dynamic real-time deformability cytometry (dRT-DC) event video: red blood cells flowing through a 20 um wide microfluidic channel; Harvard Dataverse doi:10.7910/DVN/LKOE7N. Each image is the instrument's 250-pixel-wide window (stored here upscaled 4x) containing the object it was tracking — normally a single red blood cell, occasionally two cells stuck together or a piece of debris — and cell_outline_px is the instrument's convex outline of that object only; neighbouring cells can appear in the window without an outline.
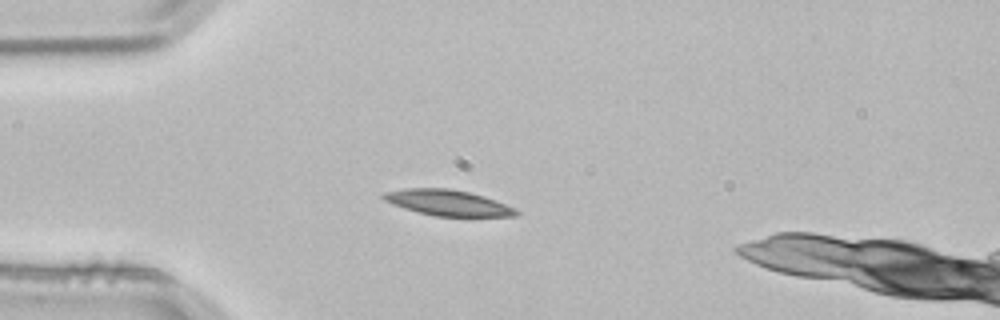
{"species": "common noctule bat (a hibernating species)", "species_latin": "Nyctalus noctula", "temperature_condition": "room temperature", "stored_images_in_passage": 3, "camera_frame_rate_fps": 3000, "um_per_image_px": 0.085, "animal": {"sex": "male", "body_mass_g": 21.5, "forearm_length_mm": 52.0}, "frame": {"image": 1, "passage_image": 3, "time_ms": 0.667, "image_size_px": [1000, 320], "cell_outline_px": [[520, 212], [516, 216], [436, 216], [404, 208], [392, 204], [384, 200], [380, 196], [384, 192], [404, 188], [448, 188], [468, 192], [484, 196], [496, 200], [516, 208]], "centroid_in_image_um": [38.07, 17.22], "position_along_channel_um": 46.9, "area_um2": 19.88}}